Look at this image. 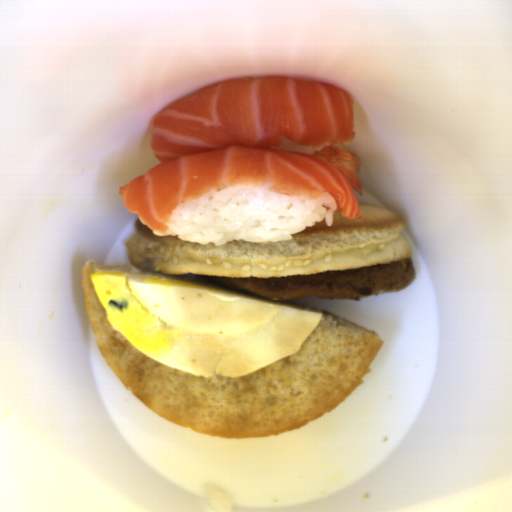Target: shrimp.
I'll list each match as a JSON object with an SVG mask.
<instances>
[{
  "label": "shrimp",
  "instance_id": "shrimp-1",
  "mask_svg": "<svg viewBox=\"0 0 512 512\" xmlns=\"http://www.w3.org/2000/svg\"><path fill=\"white\" fill-rule=\"evenodd\" d=\"M310 156L324 158L345 177L352 191L357 192L361 197L363 196V189L358 176L362 161L357 153L349 151L338 143H330Z\"/></svg>",
  "mask_w": 512,
  "mask_h": 512
}]
</instances>
